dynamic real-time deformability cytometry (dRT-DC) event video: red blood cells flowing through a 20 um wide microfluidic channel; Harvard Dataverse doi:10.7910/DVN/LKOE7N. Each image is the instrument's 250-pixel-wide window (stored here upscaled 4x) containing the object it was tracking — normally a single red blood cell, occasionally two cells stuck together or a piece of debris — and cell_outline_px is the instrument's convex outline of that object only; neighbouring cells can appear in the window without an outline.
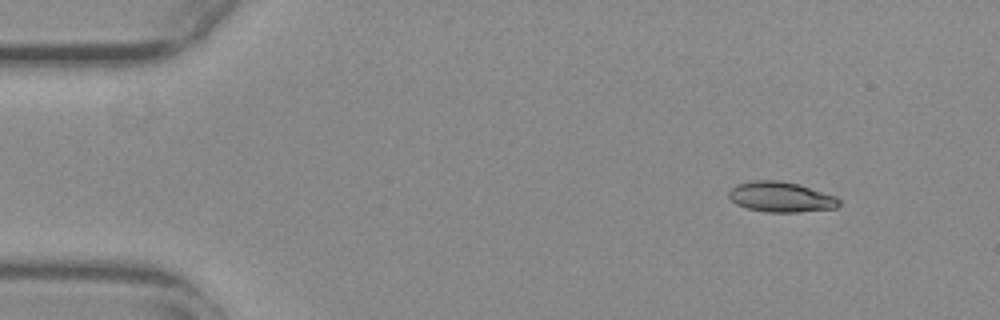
{"species": "common noctule bat (a hibernating species)", "species_latin": "Nyctalus noctula", "temperature_condition": "warm", "stored_images_in_passage": 49, "camera_frame_rate_fps": 3000, "um_per_image_px": 0.085, "animal": {"sex": "female", "body_mass_g": 29.2, "forearm_length_mm": 56.3}, "frame": {"image": 1, "passage_image": 1, "time_ms": 0.0, "image_size_px": [1000, 320], "cell_outline_px": [[840, 204], [836, 208], [800, 212], [768, 212], [748, 208], [736, 204], [728, 196], [728, 192], [732, 188], [740, 184], [756, 180], [776, 180], [796, 184], [836, 196], [840, 200]], "centroid_in_image_um": [66.39, 16.75], "position_along_channel_um": 18.6, "area_um2": 19.13}}
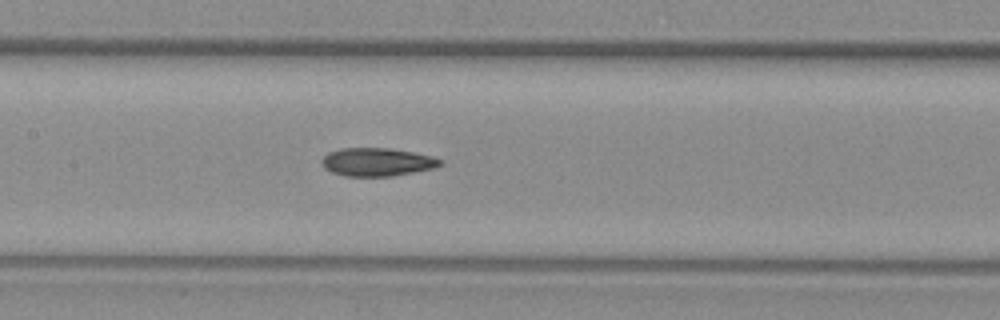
{"frame": {"image": 2, "passage_image": 21, "time_ms": 6.667, "image_size_px": [1000, 320], "cell_outline_px": [[444, 164], [432, 168], [392, 176], [344, 176], [332, 172], [324, 168], [320, 160], [328, 152], [340, 148], [388, 148], [412, 152], [432, 156], [444, 160]], "centroid_in_image_um": [32.03, 13.76], "position_along_channel_um": 175.4, "area_um2": 19.48}}
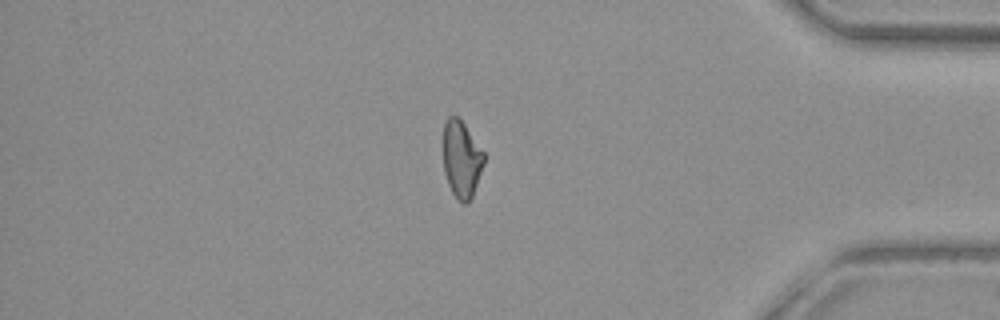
{"frame": {"image": 3, "passage_image": 41, "time_ms": 13.333, "image_size_px": [1000, 320], "cell_outline_px": [[484, 164], [472, 196], [464, 204], [456, 200], [448, 184], [444, 172], [444, 124], [448, 116], [456, 116], [464, 124], [484, 152]], "centroid_in_image_um": [39.22, 13.54], "position_along_channel_um": 396.0, "area_um2": 18.03}, "authors_computed_cell_mechanics": {"area_um2": 19.4208, "velocity_mm_per_s": 3.8094, "shape_relaxation_time_tau1_ms": null, "shape_relaxation_time_tau2_ms": 4.8527, "deformation_change_tau1": null, "deformation_change_tau2": 0.1197}}